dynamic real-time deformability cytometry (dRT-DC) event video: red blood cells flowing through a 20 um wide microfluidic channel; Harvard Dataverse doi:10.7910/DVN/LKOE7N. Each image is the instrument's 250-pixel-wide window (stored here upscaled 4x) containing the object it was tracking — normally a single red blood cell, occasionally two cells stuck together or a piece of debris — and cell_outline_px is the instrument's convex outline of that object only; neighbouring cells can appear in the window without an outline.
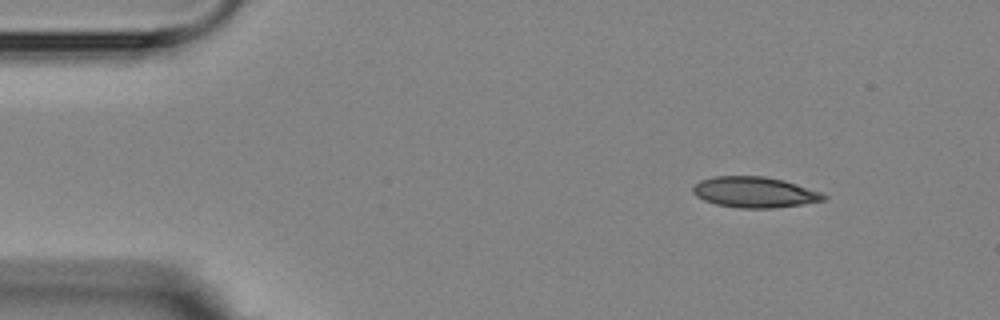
{"species": "Egyptian fruit bat (a non-hibernating species)", "species_latin": "Rousettus aegyptiacus", "temperature_condition": "room temperature", "stored_images_in_passage": 4, "camera_frame_rate_fps": 3000, "um_per_image_px": 0.085, "animal": {"sex": "female"}, "frame": {"image": 1, "passage_image": 1, "time_ms": 0.0, "image_size_px": [1000, 320], "cell_outline_px": [[828, 196], [824, 200], [804, 204], [772, 208], [740, 208], [716, 204], [704, 200], [696, 196], [692, 192], [692, 188], [700, 180], [716, 176], [764, 176], [784, 180], [820, 192]], "centroid_in_image_um": [64.13, 16.34], "position_along_channel_um": 20.9, "area_um2": 23.35}}